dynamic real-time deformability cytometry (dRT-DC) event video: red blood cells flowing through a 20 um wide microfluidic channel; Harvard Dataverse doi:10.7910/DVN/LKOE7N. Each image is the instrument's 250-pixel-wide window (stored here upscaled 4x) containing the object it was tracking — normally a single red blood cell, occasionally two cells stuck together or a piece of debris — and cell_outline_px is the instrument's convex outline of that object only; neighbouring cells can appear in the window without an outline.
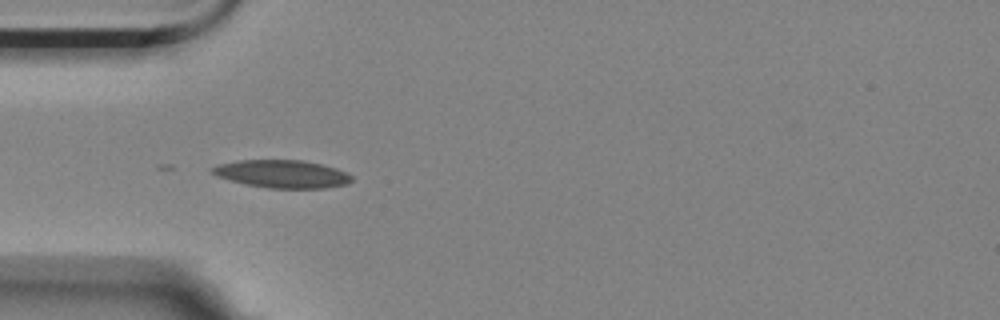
{"species": "Egyptian fruit bat (a non-hibernating species)", "species_latin": "Rousettus aegyptiacus", "temperature_condition": "room temperature", "stored_images_in_passage": 5, "camera_frame_rate_fps": 3000, "um_per_image_px": 0.085, "animal": {"sex": "female"}, "frame": {"image": 1, "passage_image": 4, "time_ms": 1.0, "image_size_px": [1000, 320], "cell_outline_px": [[352, 180], [348, 184], [324, 188], [268, 188], [244, 184], [216, 176], [208, 168], [216, 164], [240, 160], [304, 160], [336, 168], [352, 176]], "centroid_in_image_um": [23.93, 14.78], "position_along_channel_um": 61.1, "area_um2": 22.72}}
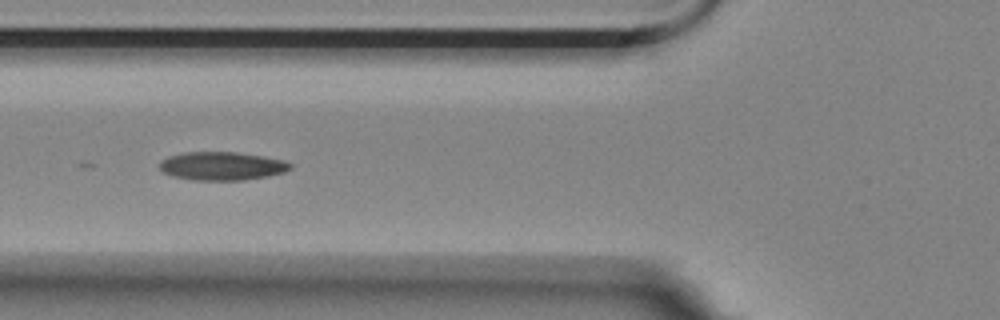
{"frame": {"image": 2, "passage_image": 5, "time_ms": 1.333, "image_size_px": [1000, 320], "cell_outline_px": [[292, 168], [284, 172], [244, 180], [196, 180], [172, 176], [164, 172], [160, 168], [160, 160], [168, 156], [184, 152], [236, 152], [264, 156], [284, 160], [292, 164]], "centroid_in_image_um": [18.86, 14.1], "position_along_channel_um": 106.9, "area_um2": 21.56}}